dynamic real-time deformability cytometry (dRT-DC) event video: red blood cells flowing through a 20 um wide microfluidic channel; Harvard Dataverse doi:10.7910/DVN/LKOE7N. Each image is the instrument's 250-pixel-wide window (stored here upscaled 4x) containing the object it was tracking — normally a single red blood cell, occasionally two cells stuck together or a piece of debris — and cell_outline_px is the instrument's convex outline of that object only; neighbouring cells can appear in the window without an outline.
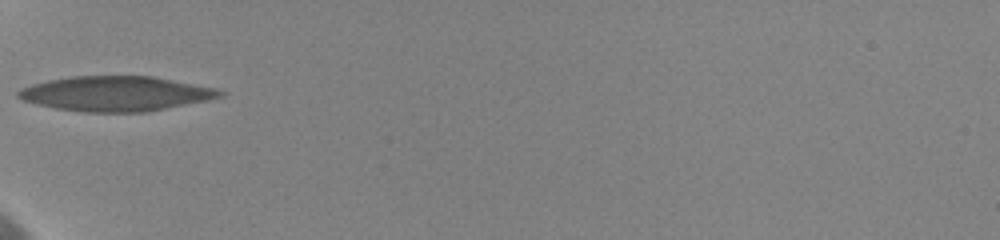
{"species": "human", "species_latin": "Homo sapiens", "temperature_condition": "cold", "stored_images_in_passage": 33, "camera_frame_rate_fps": 3000, "um_per_image_px": 0.085, "donor": {"sex": "female"}, "frame": {"image": 1, "passage_image": 1, "time_ms": 0.0, "image_size_px": [1000, 240], "cell_outline_px": [[224, 96], [144, 112], [84, 112], [56, 108], [36, 104], [24, 100], [16, 96], [16, 92], [20, 88], [32, 84], [48, 80], [72, 76], [152, 76], [216, 88], [224, 92]], "centroid_in_image_um": [9.79, 7.95], "position_along_channel_um": 75.2, "area_um2": 40.63}}
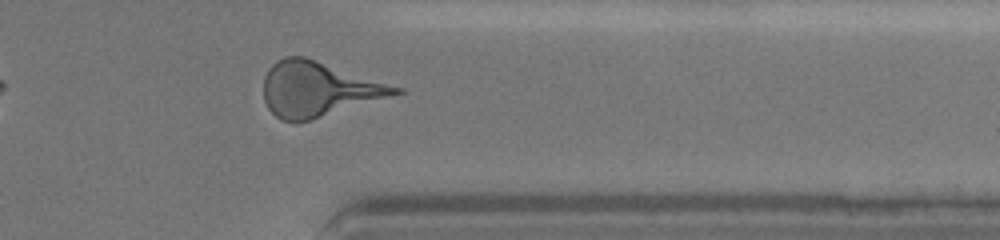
{"frame": {"image": 2, "passage_image": 27, "time_ms": 8.667, "image_size_px": [1000, 240], "cell_outline_px": [[404, 92], [312, 120], [280, 120], [268, 108], [264, 100], [264, 76], [268, 68], [276, 60], [284, 56], [304, 56], [404, 88]], "centroid_in_image_um": [27.05, 7.56], "position_along_channel_um": 384.3, "area_um2": 41.85}, "authors_computed_cell_mechanics": {"area_um2": 39.1884, "velocity_mm_per_s": 3.6023, "shape_relaxation_time_tau1_ms": 4.4997, "shape_relaxation_time_tau2_ms": 1.139, "deformation_change_tau1": 0.1683, "deformation_change_tau2": 0.0938}}